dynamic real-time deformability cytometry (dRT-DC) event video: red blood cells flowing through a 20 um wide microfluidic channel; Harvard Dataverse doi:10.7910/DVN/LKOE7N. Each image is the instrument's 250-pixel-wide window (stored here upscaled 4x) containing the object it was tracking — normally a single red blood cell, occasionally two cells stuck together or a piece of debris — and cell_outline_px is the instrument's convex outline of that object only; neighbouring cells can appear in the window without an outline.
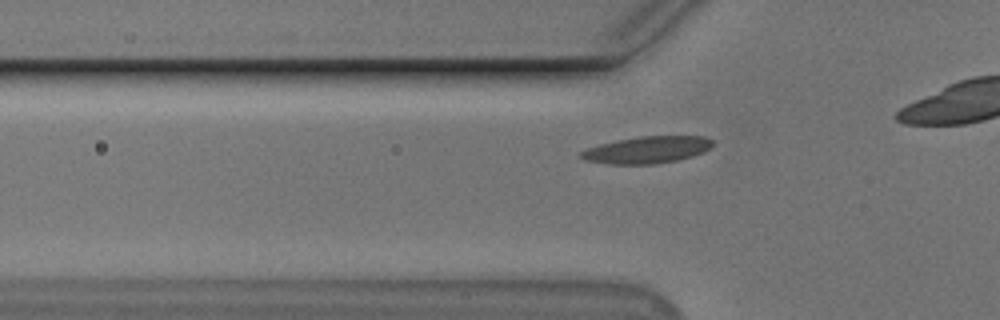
{"species": "Egyptian fruit bat (a non-hibernating species)", "species_latin": "Rousettus aegyptiacus", "temperature_condition": "cold", "stored_images_in_passage": 34, "camera_frame_rate_fps": 3000, "um_per_image_px": 0.085, "animal": {"sex": "male"}, "frame": {"image": 1, "passage_image": 7, "time_ms": 2.0, "image_size_px": [1000, 320], "cell_outline_px": [[716, 140], [712, 148], [704, 152], [692, 156], [676, 160], [652, 164], [612, 164], [584, 160], [580, 156], [580, 152], [588, 148], [600, 144], [616, 140], [640, 136], [704, 136]], "centroid_in_image_um": [55.06, 12.72], "position_along_channel_um": 70.7, "area_um2": 20.75}}
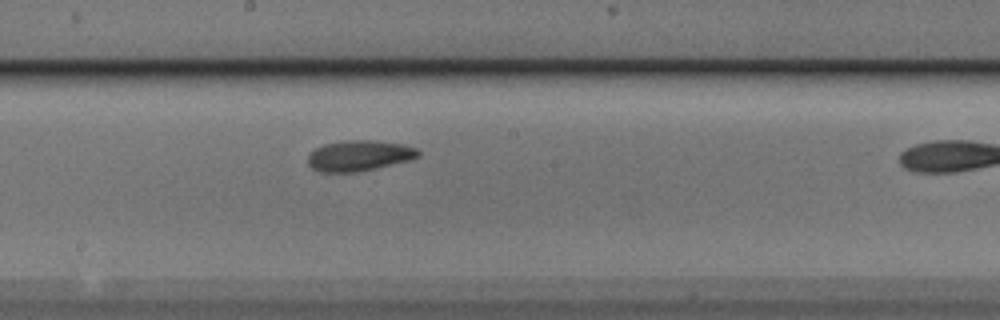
{"frame": {"image": 2, "passage_image": 19, "time_ms": 6.0, "image_size_px": [1000, 320], "cell_outline_px": [[420, 156], [408, 160], [376, 168], [356, 172], [320, 172], [312, 168], [308, 164], [308, 152], [324, 144], [348, 140], [376, 140], [404, 144], [416, 148], [420, 152]], "centroid_in_image_um": [30.51, 13.22], "position_along_channel_um": 217.7, "area_um2": 19.77}}
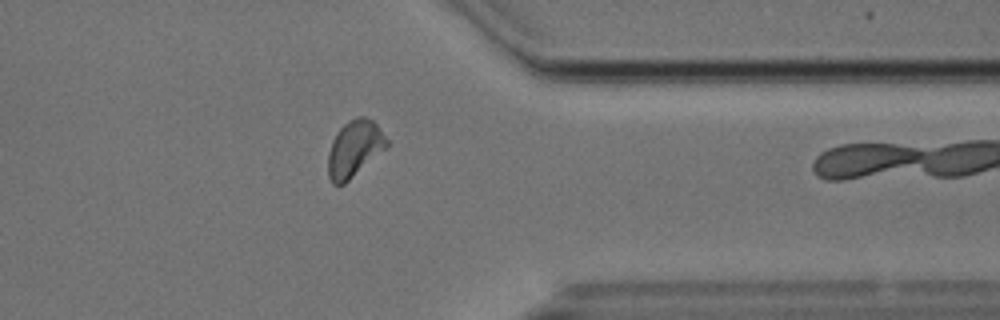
{"frame": {"image": 3, "passage_image": 33, "time_ms": 10.667, "image_size_px": [1000, 320], "cell_outline_px": [[388, 148], [344, 184], [332, 184], [328, 176], [328, 152], [332, 140], [336, 132], [348, 120], [356, 116], [364, 116], [372, 120], [376, 124], [388, 140]], "centroid_in_image_um": [30.13, 12.63], "position_along_channel_um": 381.3, "area_um2": 19.54}}